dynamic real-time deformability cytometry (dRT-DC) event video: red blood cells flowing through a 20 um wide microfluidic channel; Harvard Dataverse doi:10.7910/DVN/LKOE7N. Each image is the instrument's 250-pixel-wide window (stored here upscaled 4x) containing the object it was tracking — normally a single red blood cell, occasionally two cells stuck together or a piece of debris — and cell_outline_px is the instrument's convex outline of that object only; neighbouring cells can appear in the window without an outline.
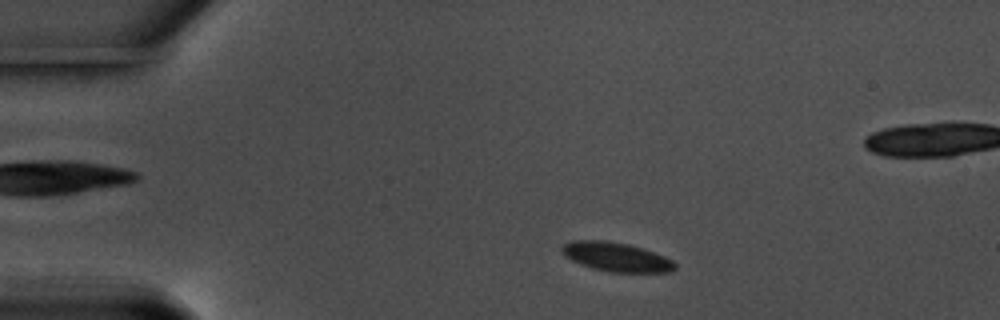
{"species": "common noctule bat (a hibernating species)", "species_latin": "Nyctalus noctula", "temperature_condition": "warm", "stored_images_in_passage": 53, "camera_frame_rate_fps": 3000, "um_per_image_px": 0.085, "animal": {"sex": "male", "body_mass_g": 17.5, "forearm_length_mm": 52.3}, "frame": {"image": 1, "passage_image": 6, "time_ms": 1.667, "image_size_px": [1000, 320], "cell_outline_px": [[676, 268], [672, 272], [608, 272], [592, 268], [580, 264], [564, 256], [560, 252], [560, 248], [564, 244], [572, 240], [604, 240], [628, 244], [644, 248], [664, 256], [672, 260], [676, 264]], "centroid_in_image_um": [52.37, 21.84], "position_along_channel_um": 32.6, "area_um2": 19.36}}
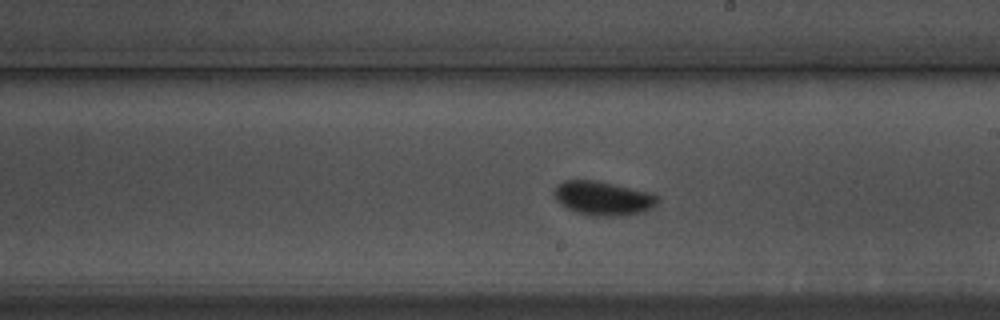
{"frame": {"image": 2, "passage_image": 28, "time_ms": 9.0, "image_size_px": [1000, 320], "cell_outline_px": [[660, 200], [652, 208], [644, 212], [624, 216], [592, 216], [576, 212], [560, 204], [556, 200], [552, 192], [556, 184], [564, 180], [596, 180], [648, 192], [656, 196]], "centroid_in_image_um": [51.22, 16.86], "position_along_channel_um": 237.8, "area_um2": 20.69}}
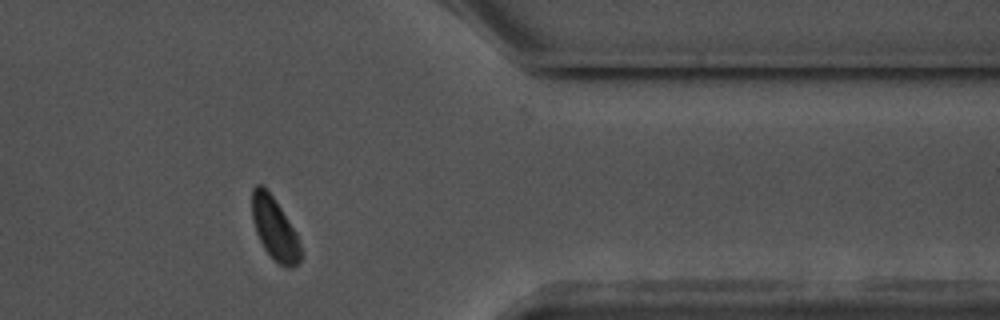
{"frame": {"image": 3, "passage_image": 42, "time_ms": 13.667, "image_size_px": [1000, 320], "cell_outline_px": [[300, 260], [292, 268], [284, 268], [272, 260], [264, 248], [256, 232], [252, 216], [252, 188], [256, 184], [260, 184], [272, 196], [296, 232], [300, 244]], "centroid_in_image_um": [23.33, 19.48], "position_along_channel_um": 388.1, "area_um2": 17.51}, "authors_computed_cell_mechanics": {"area_um2": 18.9006, "velocity_mm_per_s": 3.5382, "shape_relaxation_time_tau1_ms": 9.8809, "shape_relaxation_time_tau2_ms": null, "deformation_change_tau1": 0.2138, "deformation_change_tau2": null}}